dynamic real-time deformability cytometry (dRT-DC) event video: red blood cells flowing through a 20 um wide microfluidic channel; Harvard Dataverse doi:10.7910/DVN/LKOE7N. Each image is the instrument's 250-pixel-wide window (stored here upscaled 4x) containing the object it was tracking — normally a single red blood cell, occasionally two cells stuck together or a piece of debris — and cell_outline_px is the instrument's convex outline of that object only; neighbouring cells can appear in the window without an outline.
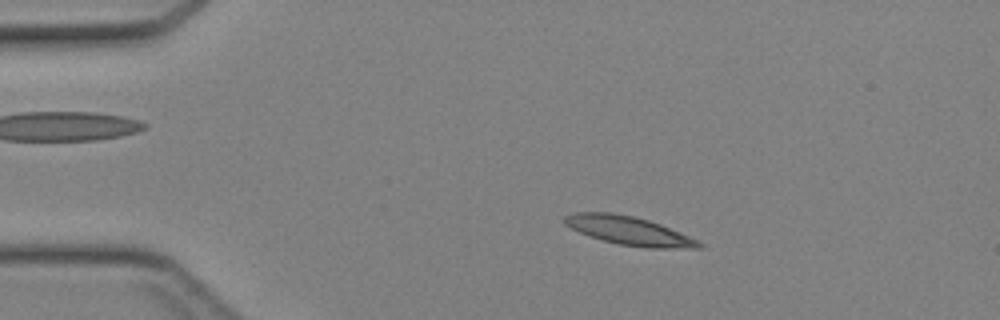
{"species": "Egyptian fruit bat (a non-hibernating species)", "species_latin": "Rousettus aegyptiacus", "temperature_condition": "cold", "stored_images_in_passage": 44, "camera_frame_rate_fps": 3000, "um_per_image_px": 0.085, "animal": {"sex": "female"}, "frame": {"image": 1, "passage_image": 8, "time_ms": 2.333, "image_size_px": [1000, 320], "cell_outline_px": [[704, 248], [644, 248], [620, 244], [588, 236], [564, 224], [564, 216], [572, 212], [612, 212], [632, 216], [648, 220], [660, 224], [688, 236], [704, 244]], "centroid_in_image_um": [53.44, 19.6], "position_along_channel_um": 31.6, "area_um2": 22.25}}
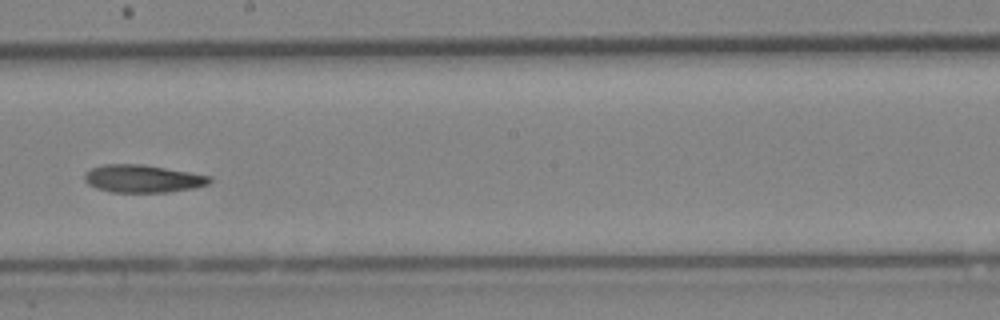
{"frame": {"image": 2, "passage_image": 25, "time_ms": 8.0, "image_size_px": [1000, 320], "cell_outline_px": [[212, 180], [208, 184], [192, 188], [168, 192], [112, 192], [96, 188], [88, 184], [84, 180], [84, 176], [92, 168], [104, 164], [140, 164], [212, 176]], "centroid_in_image_um": [12.13, 15.19], "position_along_channel_um": 236.1, "area_um2": 19.94}}
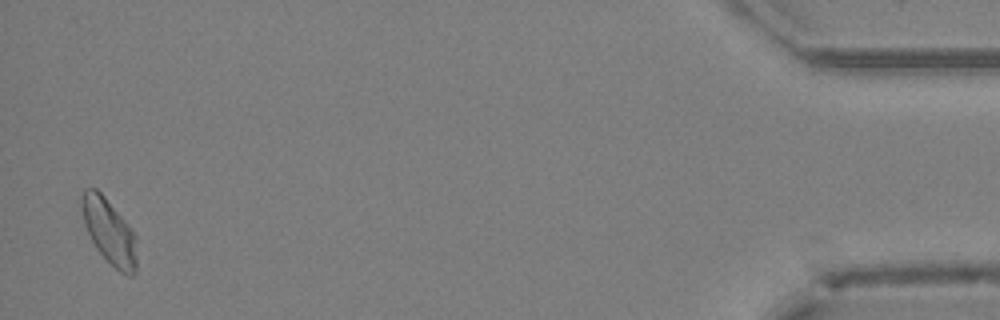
{"frame": {"image": 3, "passage_image": 43, "time_ms": 14.0, "image_size_px": [1000, 320], "cell_outline_px": [[136, 272], [132, 276], [128, 276], [120, 272], [96, 248], [84, 224], [80, 204], [80, 196], [84, 188], [96, 188], [104, 196], [132, 228], [136, 236]], "centroid_in_image_um": [9.28, 19.65], "position_along_channel_um": 425.9, "area_um2": 20.92}}